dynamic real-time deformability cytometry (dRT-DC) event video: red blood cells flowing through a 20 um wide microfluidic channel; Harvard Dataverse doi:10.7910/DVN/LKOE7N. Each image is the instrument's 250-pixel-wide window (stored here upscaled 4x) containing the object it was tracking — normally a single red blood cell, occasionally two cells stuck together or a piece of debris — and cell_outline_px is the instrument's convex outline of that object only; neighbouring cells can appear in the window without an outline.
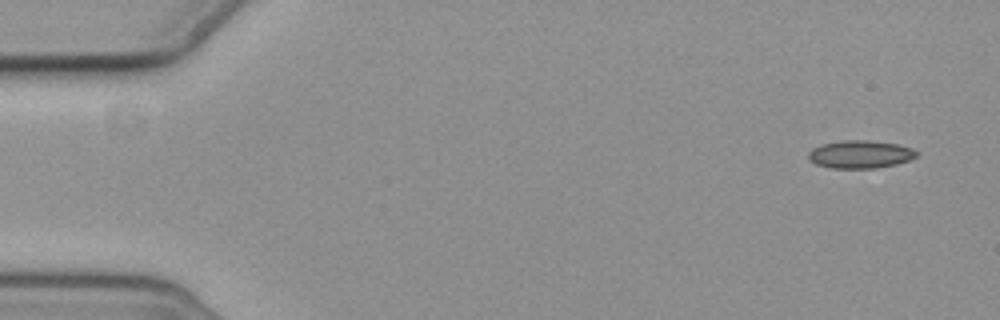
{"species": "common noctule bat (a hibernating species)", "species_latin": "Nyctalus noctula", "temperature_condition": "cold", "stored_images_in_passage": 4, "segment_of_instrument_passage": [2, 2], "camera_frame_rate_fps": 3000, "um_per_image_px": 0.085, "animal": {"sex": "female", "body_mass_g": 19.3, "forearm_length_mm": 54.1}, "frame": {"image": 1, "passage_image": 4, "time_ms": 3.667, "image_size_px": [1000, 320], "cell_outline_px": [[920, 152], [916, 156], [908, 160], [896, 164], [876, 168], [832, 168], [816, 164], [808, 160], [808, 152], [812, 148], [820, 144], [844, 140], [868, 140], [896, 144], [912, 148]], "centroid_in_image_um": [73.09, 13.11], "position_along_channel_um": 11.9, "area_um2": 17.63}}